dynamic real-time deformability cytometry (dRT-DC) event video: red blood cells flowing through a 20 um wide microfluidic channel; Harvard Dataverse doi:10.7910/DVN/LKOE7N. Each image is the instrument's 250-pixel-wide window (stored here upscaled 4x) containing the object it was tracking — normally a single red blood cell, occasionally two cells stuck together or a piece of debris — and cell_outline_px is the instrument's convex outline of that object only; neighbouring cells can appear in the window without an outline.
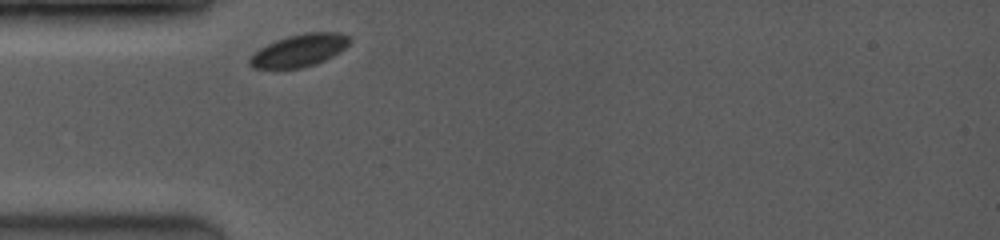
{"species": "common noctule bat (a hibernating species)", "species_latin": "Nyctalus noctula", "temperature_condition": "room temperature", "stored_images_in_passage": 4, "camera_frame_rate_fps": 3500, "um_per_image_px": 0.085, "animal": {"sex": "female", "body_mass_g": 19.0, "forearm_length_mm": 53.3}, "frame": {"image": 1, "passage_image": 1, "time_ms": 0.0, "image_size_px": [1000, 240], "cell_outline_px": [[352, 40], [344, 48], [332, 56], [316, 64], [300, 68], [252, 68], [248, 64], [248, 60], [260, 48], [276, 40], [288, 36], [304, 32], [336, 32], [352, 36]], "centroid_in_image_um": [25.46, 4.27], "position_along_channel_um": 59.5, "area_um2": 18.79}}
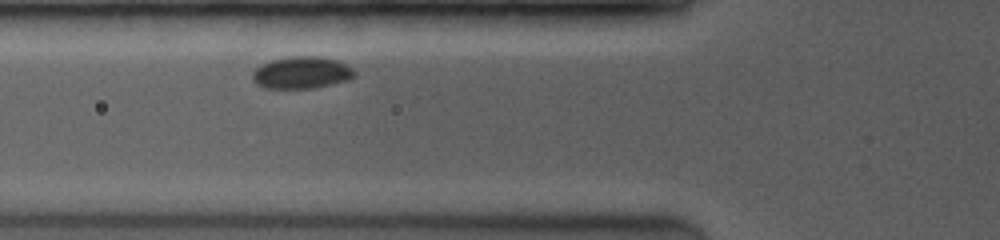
{"frame": {"image": 2, "passage_image": 4, "time_ms": 1.143, "image_size_px": [1000, 240], "cell_outline_px": [[356, 76], [348, 80], [332, 84], [312, 88], [264, 88], [256, 84], [252, 80], [252, 72], [260, 64], [272, 60], [288, 56], [320, 56], [336, 60], [348, 64], [356, 72]], "centroid_in_image_um": [25.64, 6.17], "position_along_channel_um": 100.2, "area_um2": 19.31}}